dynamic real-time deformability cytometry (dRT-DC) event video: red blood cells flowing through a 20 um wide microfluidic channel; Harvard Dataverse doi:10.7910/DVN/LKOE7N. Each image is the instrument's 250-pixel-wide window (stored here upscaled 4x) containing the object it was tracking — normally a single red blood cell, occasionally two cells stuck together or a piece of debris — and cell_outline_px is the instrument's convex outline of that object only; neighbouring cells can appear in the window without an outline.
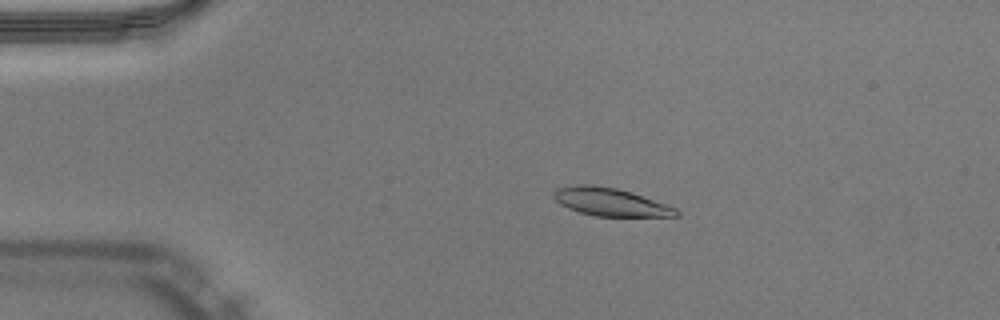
{"species": "Egyptian fruit bat (a non-hibernating species)", "species_latin": "Rousettus aegyptiacus", "temperature_condition": "warm", "stored_images_in_passage": 44, "camera_frame_rate_fps": 3000, "um_per_image_px": 0.085, "animal": {"sex": "male"}, "frame": {"image": 1, "passage_image": 4, "time_ms": 1.0, "image_size_px": [1000, 320], "cell_outline_px": [[680, 216], [596, 216], [580, 212], [568, 208], [560, 204], [552, 196], [552, 192], [556, 188], [576, 184], [592, 184], [616, 188], [632, 192], [676, 208], [680, 212]], "centroid_in_image_um": [51.85, 17.15], "position_along_channel_um": 33.2, "area_um2": 20.0}}
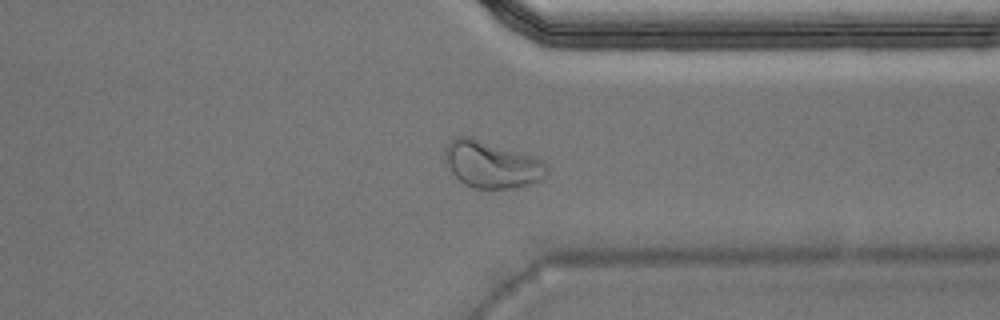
{"frame": {"image": 2, "passage_image": 33, "time_ms": 10.667, "image_size_px": [1000, 320], "cell_outline_px": [[548, 172], [544, 180], [512, 188], [476, 188], [464, 184], [452, 172], [444, 160], [444, 148], [456, 136], [468, 136], [536, 156], [544, 160], [548, 164]], "centroid_in_image_um": [41.84, 13.97], "position_along_channel_um": 369.6, "area_um2": 28.03}}
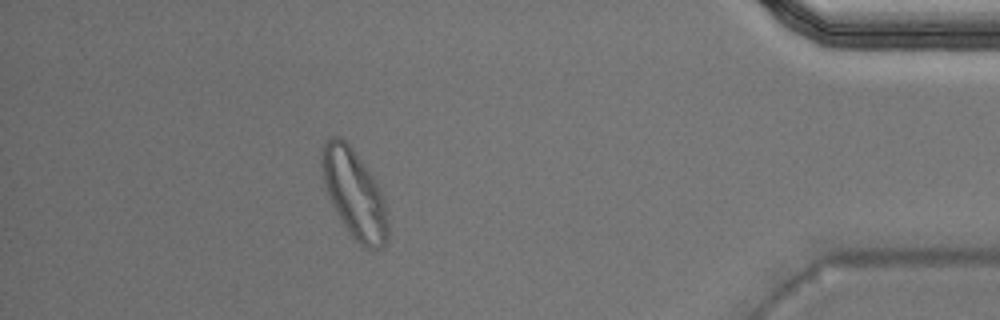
{"frame": {"image": 3, "passage_image": 39, "time_ms": 12.667, "image_size_px": [1000, 320], "cell_outline_px": [[388, 240], [384, 248], [364, 248], [352, 236], [344, 224], [332, 204], [328, 196], [324, 184], [320, 164], [320, 152], [324, 140], [328, 136], [336, 136], [344, 140], [352, 148], [372, 176], [384, 200], [388, 220]], "centroid_in_image_um": [30.09, 16.45], "position_along_channel_um": 405.1, "area_um2": 33.87}, "authors_computed_cell_mechanics": {"area_um2": 20.808, "velocity_mm_per_s": 3.9751, "shape_relaxation_time_tau1_ms": 5.6753, "shape_relaxation_time_tau2_ms": 1.1668, "deformation_change_tau1": 0.1733, "deformation_change_tau2": 0.0518}}